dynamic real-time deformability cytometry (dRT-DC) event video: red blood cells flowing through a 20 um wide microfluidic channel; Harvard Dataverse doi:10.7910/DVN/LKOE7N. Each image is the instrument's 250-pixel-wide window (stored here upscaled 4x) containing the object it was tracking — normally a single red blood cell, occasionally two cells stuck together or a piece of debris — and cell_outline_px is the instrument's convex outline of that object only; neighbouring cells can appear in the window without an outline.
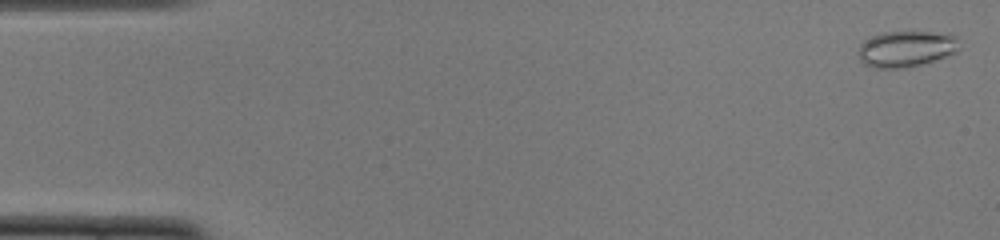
{"species": "common noctule bat (a hibernating species)", "species_latin": "Nyctalus noctula", "temperature_condition": "cold", "stored_images_in_passage": 52, "camera_frame_rate_fps": 3000, "um_per_image_px": 0.085, "animal": {"sex": "female", "body_mass_g": 22.0, "forearm_length_mm": 56.7}, "frame": {"image": 1, "passage_image": 2, "time_ms": 0.333, "image_size_px": [1000, 240], "cell_outline_px": [[960, 48], [956, 52], [908, 68], [872, 68], [864, 64], [860, 60], [860, 44], [864, 40], [880, 32], [952, 32], [956, 36]], "centroid_in_image_um": [77.04, 4.13], "position_along_channel_um": 8.0, "area_um2": 21.33}}
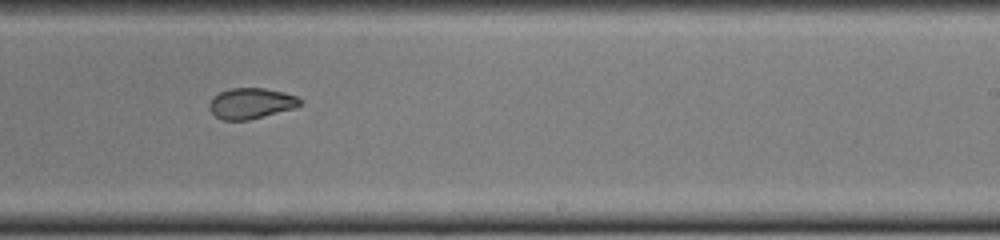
{"frame": {"image": 2, "passage_image": 32, "time_ms": 10.333, "image_size_px": [1000, 240], "cell_outline_px": [[300, 104], [296, 108], [248, 120], [224, 120], [216, 116], [208, 108], [208, 104], [220, 92], [232, 88], [264, 88], [284, 92], [296, 96], [300, 100]], "centroid_in_image_um": [21.35, 8.79], "position_along_channel_um": 267.7, "area_um2": 16.07}}
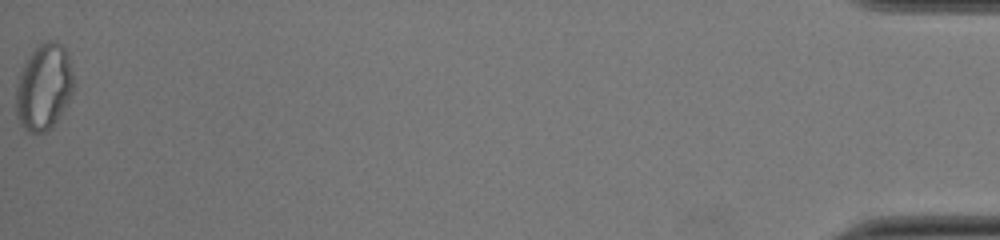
{"frame": {"image": 3, "passage_image": 52, "time_ms": 17.0, "image_size_px": [1000, 240], "cell_outline_px": [[72, 92], [68, 100], [56, 120], [44, 132], [28, 132], [20, 124], [16, 116], [16, 88], [20, 72], [28, 56], [40, 44], [48, 40], [56, 40], [68, 52], [72, 72]], "centroid_in_image_um": [3.7, 7.37], "position_along_channel_um": 431.5, "area_um2": 28.5}, "authors_computed_cell_mechanics": {"area_um2": 18.5827, "velocity_mm_per_s": 3.9252, "shape_relaxation_time_tau1_ms": null, "shape_relaxation_time_tau2_ms": 1.6254, "deformation_change_tau1": null, "deformation_change_tau2": 0.0584}}